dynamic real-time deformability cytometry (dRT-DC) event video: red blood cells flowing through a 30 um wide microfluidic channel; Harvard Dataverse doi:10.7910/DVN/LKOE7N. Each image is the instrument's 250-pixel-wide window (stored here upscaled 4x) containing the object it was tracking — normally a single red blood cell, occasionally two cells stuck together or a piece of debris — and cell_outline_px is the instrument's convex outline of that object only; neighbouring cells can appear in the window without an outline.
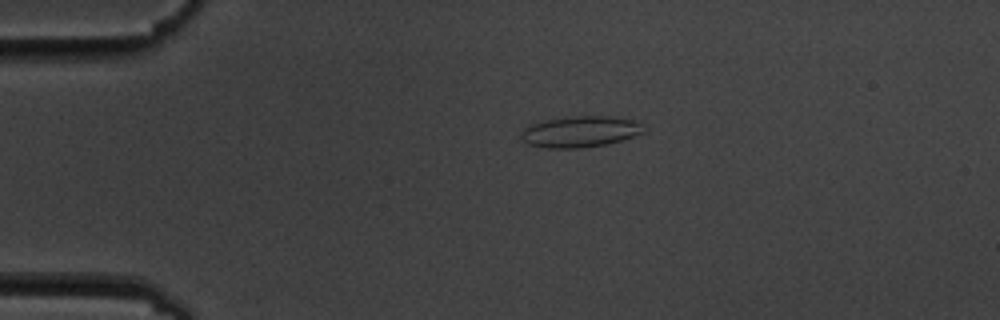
{"species": "common noctule bat (a hibernating species)", "species_latin": "Nyctalus noctula", "temperature_condition": "cold", "stored_images_in_passage": 6, "camera_frame_rate_fps": 3000, "um_per_image_px": 0.085, "animal": {"sex": "male", "body_mass_g": 19.5, "forearm_length_mm": 54.6}, "frame": {"image": 1, "passage_image": 4, "time_ms": 3.333, "image_size_px": [1000, 320], "cell_outline_px": [[644, 132], [608, 144], [580, 148], [544, 148], [528, 144], [520, 136], [520, 132], [528, 124], [540, 120], [576, 116], [608, 116], [632, 120], [644, 124]], "centroid_in_image_um": [49.26, 11.19], "position_along_channel_um": 35.7, "area_um2": 22.37}}
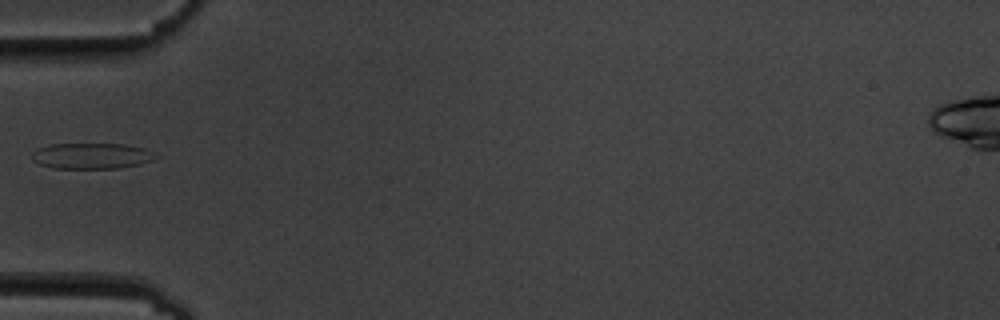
{"frame": {"image": 2, "passage_image": 6, "time_ms": 5.667, "image_size_px": [1000, 320], "cell_outline_px": [[160, 156], [152, 160], [140, 164], [116, 168], [52, 168], [40, 164], [32, 160], [32, 152], [36, 148], [52, 144], [124, 144], [144, 148]], "centroid_in_image_um": [7.77, 13.25], "position_along_channel_um": 77.2, "area_um2": 18.61}}